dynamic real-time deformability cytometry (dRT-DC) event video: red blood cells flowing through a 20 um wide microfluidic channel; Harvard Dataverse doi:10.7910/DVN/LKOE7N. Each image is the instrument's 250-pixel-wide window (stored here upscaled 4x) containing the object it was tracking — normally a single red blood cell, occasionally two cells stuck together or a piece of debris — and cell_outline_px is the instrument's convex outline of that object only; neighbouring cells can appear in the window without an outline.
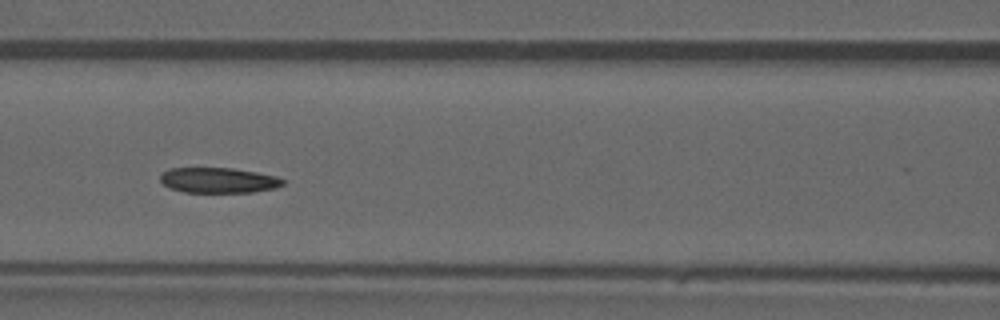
{"species": "common noctule bat (a hibernating species)", "species_latin": "Nyctalus noctula", "temperature_condition": "warm", "stored_images_in_passage": 32, "camera_frame_rate_fps": 3000, "um_per_image_px": 0.085, "animal": {"sex": "male", "forearm_length_mm": 52.5}, "frame": {"image": 1, "passage_image": 19, "time_ms": 6.0, "image_size_px": [1000, 320], "cell_outline_px": [[284, 184], [276, 188], [252, 192], [184, 192], [168, 188], [160, 180], [160, 176], [164, 172], [172, 168], [232, 168], [256, 172], [276, 176], [284, 180]], "centroid_in_image_um": [18.57, 15.33], "position_along_channel_um": 148.0, "area_um2": 18.03}}